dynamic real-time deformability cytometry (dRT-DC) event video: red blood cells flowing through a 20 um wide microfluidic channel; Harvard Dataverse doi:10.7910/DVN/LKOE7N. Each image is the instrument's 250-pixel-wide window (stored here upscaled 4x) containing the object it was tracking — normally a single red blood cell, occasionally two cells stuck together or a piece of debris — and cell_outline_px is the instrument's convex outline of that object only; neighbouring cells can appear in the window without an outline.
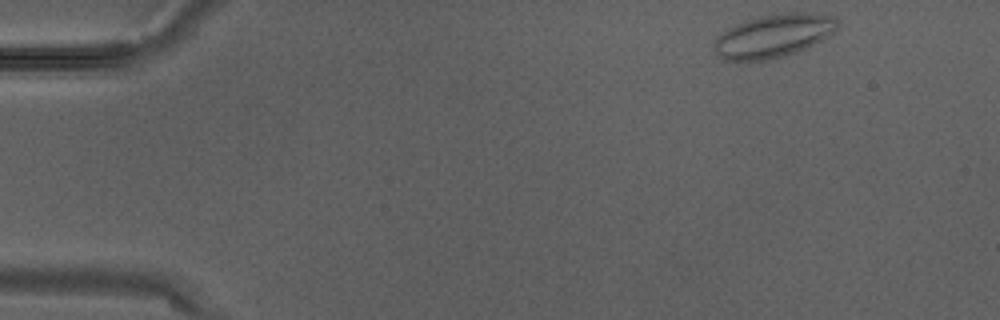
{"species": "Egyptian fruit bat (a non-hibernating species)", "species_latin": "Rousettus aegyptiacus", "temperature_condition": "warm", "stored_images_in_passage": 3, "camera_frame_rate_fps": 3000, "um_per_image_px": 0.085, "animal": {"sex": "male"}, "frame": {"image": 1, "passage_image": 1, "time_ms": 0.0, "image_size_px": [1000, 320], "cell_outline_px": [[840, 28], [820, 40], [796, 52], [764, 60], [724, 60], [716, 52], [716, 36], [728, 28], [736, 24], [760, 16], [792, 12], [800, 12], [836, 16], [840, 20]], "centroid_in_image_um": [65.8, 3.02], "position_along_channel_um": 19.2, "area_um2": 30.58}}